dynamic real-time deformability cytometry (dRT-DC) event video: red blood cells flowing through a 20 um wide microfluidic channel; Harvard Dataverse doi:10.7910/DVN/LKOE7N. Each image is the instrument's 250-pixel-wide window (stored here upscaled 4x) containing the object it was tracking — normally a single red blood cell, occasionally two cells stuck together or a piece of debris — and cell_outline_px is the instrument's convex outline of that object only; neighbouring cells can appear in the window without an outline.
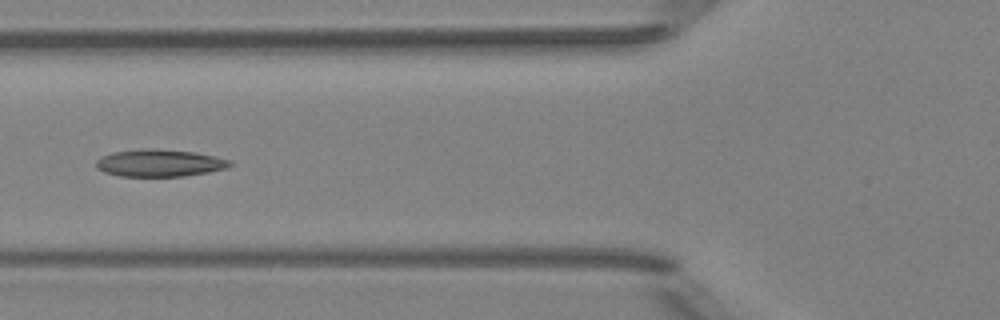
{"species": "Egyptian fruit bat (a non-hibernating species)", "species_latin": "Rousettus aegyptiacus", "temperature_condition": "room temperature", "stored_images_in_passage": 5, "camera_frame_rate_fps": 3000, "um_per_image_px": 0.085, "animal": {"sex": "female"}, "frame": {"image": 1, "passage_image": 5, "time_ms": 4.667, "image_size_px": [1000, 320], "cell_outline_px": [[232, 164], [228, 168], [208, 172], [184, 176], [120, 176], [104, 172], [96, 168], [96, 160], [100, 156], [112, 152], [140, 148], [152, 148], [196, 152], [216, 156], [232, 160]], "centroid_in_image_um": [13.56, 13.84], "position_along_channel_um": 112.2, "area_um2": 21.56}}